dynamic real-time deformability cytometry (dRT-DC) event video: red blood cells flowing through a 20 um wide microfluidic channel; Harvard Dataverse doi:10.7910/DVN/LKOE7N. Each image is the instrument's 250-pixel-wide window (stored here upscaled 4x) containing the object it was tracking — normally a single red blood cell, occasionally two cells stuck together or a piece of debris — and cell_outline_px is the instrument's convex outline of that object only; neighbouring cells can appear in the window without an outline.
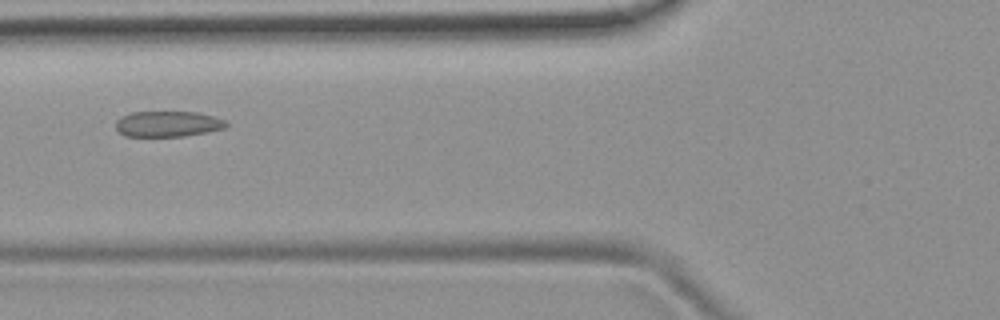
{"species": "common noctule bat (a hibernating species)", "species_latin": "Nyctalus noctula", "temperature_condition": "room temperature", "stored_images_in_passage": 4, "camera_frame_rate_fps": 3000, "um_per_image_px": 0.085, "animal": {"sex": "female", "body_mass_g": 19.9}, "frame": {"image": 1, "passage_image": 4, "time_ms": 4.333, "image_size_px": [1000, 320], "cell_outline_px": [[228, 124], [224, 128], [184, 136], [124, 136], [116, 128], [116, 120], [120, 116], [132, 112], [196, 112], [212, 116], [224, 120]], "centroid_in_image_um": [14.21, 10.53], "position_along_channel_um": 111.6, "area_um2": 16.36}}